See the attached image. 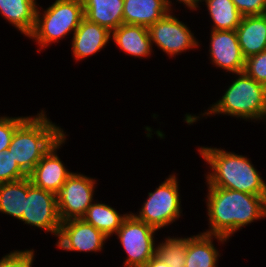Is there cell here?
Segmentation results:
<instances>
[{
  "label": "cell",
  "instance_id": "cell-4",
  "mask_svg": "<svg viewBox=\"0 0 266 267\" xmlns=\"http://www.w3.org/2000/svg\"><path fill=\"white\" fill-rule=\"evenodd\" d=\"M227 88L224 95L212 104L204 115H230L246 120H264L266 114V86L256 82L245 72Z\"/></svg>",
  "mask_w": 266,
  "mask_h": 267
},
{
  "label": "cell",
  "instance_id": "cell-6",
  "mask_svg": "<svg viewBox=\"0 0 266 267\" xmlns=\"http://www.w3.org/2000/svg\"><path fill=\"white\" fill-rule=\"evenodd\" d=\"M176 175L172 174L162 182L143 203L139 213H132L157 231L169 226L181 216V199Z\"/></svg>",
  "mask_w": 266,
  "mask_h": 267
},
{
  "label": "cell",
  "instance_id": "cell-18",
  "mask_svg": "<svg viewBox=\"0 0 266 267\" xmlns=\"http://www.w3.org/2000/svg\"><path fill=\"white\" fill-rule=\"evenodd\" d=\"M171 9L164 0H124L123 24L149 27Z\"/></svg>",
  "mask_w": 266,
  "mask_h": 267
},
{
  "label": "cell",
  "instance_id": "cell-10",
  "mask_svg": "<svg viewBox=\"0 0 266 267\" xmlns=\"http://www.w3.org/2000/svg\"><path fill=\"white\" fill-rule=\"evenodd\" d=\"M172 11L148 27L151 44L169 56H175L189 49L199 48V42L189 27L172 15Z\"/></svg>",
  "mask_w": 266,
  "mask_h": 267
},
{
  "label": "cell",
  "instance_id": "cell-29",
  "mask_svg": "<svg viewBox=\"0 0 266 267\" xmlns=\"http://www.w3.org/2000/svg\"><path fill=\"white\" fill-rule=\"evenodd\" d=\"M242 16L264 15L266 0H232Z\"/></svg>",
  "mask_w": 266,
  "mask_h": 267
},
{
  "label": "cell",
  "instance_id": "cell-1",
  "mask_svg": "<svg viewBox=\"0 0 266 267\" xmlns=\"http://www.w3.org/2000/svg\"><path fill=\"white\" fill-rule=\"evenodd\" d=\"M207 217L204 234L231 238L242 227L266 217V196L220 187H208Z\"/></svg>",
  "mask_w": 266,
  "mask_h": 267
},
{
  "label": "cell",
  "instance_id": "cell-14",
  "mask_svg": "<svg viewBox=\"0 0 266 267\" xmlns=\"http://www.w3.org/2000/svg\"><path fill=\"white\" fill-rule=\"evenodd\" d=\"M111 32L84 18L72 37V52L75 60H83L105 48Z\"/></svg>",
  "mask_w": 266,
  "mask_h": 267
},
{
  "label": "cell",
  "instance_id": "cell-28",
  "mask_svg": "<svg viewBox=\"0 0 266 267\" xmlns=\"http://www.w3.org/2000/svg\"><path fill=\"white\" fill-rule=\"evenodd\" d=\"M34 250H14L0 259V267H32Z\"/></svg>",
  "mask_w": 266,
  "mask_h": 267
},
{
  "label": "cell",
  "instance_id": "cell-8",
  "mask_svg": "<svg viewBox=\"0 0 266 267\" xmlns=\"http://www.w3.org/2000/svg\"><path fill=\"white\" fill-rule=\"evenodd\" d=\"M25 224L50 232L58 237L61 219L58 212L57 195L35 187L27 177V198L21 218Z\"/></svg>",
  "mask_w": 266,
  "mask_h": 267
},
{
  "label": "cell",
  "instance_id": "cell-27",
  "mask_svg": "<svg viewBox=\"0 0 266 267\" xmlns=\"http://www.w3.org/2000/svg\"><path fill=\"white\" fill-rule=\"evenodd\" d=\"M26 117H0V152L8 150L16 128Z\"/></svg>",
  "mask_w": 266,
  "mask_h": 267
},
{
  "label": "cell",
  "instance_id": "cell-22",
  "mask_svg": "<svg viewBox=\"0 0 266 267\" xmlns=\"http://www.w3.org/2000/svg\"><path fill=\"white\" fill-rule=\"evenodd\" d=\"M127 214H119L115 208L104 203H92L83 219L108 238L115 234Z\"/></svg>",
  "mask_w": 266,
  "mask_h": 267
},
{
  "label": "cell",
  "instance_id": "cell-17",
  "mask_svg": "<svg viewBox=\"0 0 266 267\" xmlns=\"http://www.w3.org/2000/svg\"><path fill=\"white\" fill-rule=\"evenodd\" d=\"M213 238L222 244L228 240L223 236L204 233L187 237L185 267H218V257L221 255L214 247Z\"/></svg>",
  "mask_w": 266,
  "mask_h": 267
},
{
  "label": "cell",
  "instance_id": "cell-15",
  "mask_svg": "<svg viewBox=\"0 0 266 267\" xmlns=\"http://www.w3.org/2000/svg\"><path fill=\"white\" fill-rule=\"evenodd\" d=\"M111 35L114 43L126 54L138 58L150 57L153 46L147 27L121 24Z\"/></svg>",
  "mask_w": 266,
  "mask_h": 267
},
{
  "label": "cell",
  "instance_id": "cell-23",
  "mask_svg": "<svg viewBox=\"0 0 266 267\" xmlns=\"http://www.w3.org/2000/svg\"><path fill=\"white\" fill-rule=\"evenodd\" d=\"M213 21L212 30H236L242 15L232 0H205Z\"/></svg>",
  "mask_w": 266,
  "mask_h": 267
},
{
  "label": "cell",
  "instance_id": "cell-30",
  "mask_svg": "<svg viewBox=\"0 0 266 267\" xmlns=\"http://www.w3.org/2000/svg\"><path fill=\"white\" fill-rule=\"evenodd\" d=\"M165 3L169 6V8L172 10L171 6L173 5L170 0H164ZM178 2L183 3L186 7L189 8V10H196L199 8L200 2H204L205 0H177Z\"/></svg>",
  "mask_w": 266,
  "mask_h": 267
},
{
  "label": "cell",
  "instance_id": "cell-21",
  "mask_svg": "<svg viewBox=\"0 0 266 267\" xmlns=\"http://www.w3.org/2000/svg\"><path fill=\"white\" fill-rule=\"evenodd\" d=\"M27 198V177L0 184V212L21 220Z\"/></svg>",
  "mask_w": 266,
  "mask_h": 267
},
{
  "label": "cell",
  "instance_id": "cell-7",
  "mask_svg": "<svg viewBox=\"0 0 266 267\" xmlns=\"http://www.w3.org/2000/svg\"><path fill=\"white\" fill-rule=\"evenodd\" d=\"M156 229L137 219L132 212L122 221L120 228L115 233L123 246L127 258L125 267H143L156 255L154 235Z\"/></svg>",
  "mask_w": 266,
  "mask_h": 267
},
{
  "label": "cell",
  "instance_id": "cell-2",
  "mask_svg": "<svg viewBox=\"0 0 266 267\" xmlns=\"http://www.w3.org/2000/svg\"><path fill=\"white\" fill-rule=\"evenodd\" d=\"M198 152L211 168L206 175L207 187H220L266 196V182L249 158L216 147L201 146Z\"/></svg>",
  "mask_w": 266,
  "mask_h": 267
},
{
  "label": "cell",
  "instance_id": "cell-26",
  "mask_svg": "<svg viewBox=\"0 0 266 267\" xmlns=\"http://www.w3.org/2000/svg\"><path fill=\"white\" fill-rule=\"evenodd\" d=\"M244 72L256 82L266 86V49L245 60Z\"/></svg>",
  "mask_w": 266,
  "mask_h": 267
},
{
  "label": "cell",
  "instance_id": "cell-3",
  "mask_svg": "<svg viewBox=\"0 0 266 267\" xmlns=\"http://www.w3.org/2000/svg\"><path fill=\"white\" fill-rule=\"evenodd\" d=\"M41 110L27 118L16 128L8 151L18 166L29 175L42 157L66 133L47 118Z\"/></svg>",
  "mask_w": 266,
  "mask_h": 267
},
{
  "label": "cell",
  "instance_id": "cell-11",
  "mask_svg": "<svg viewBox=\"0 0 266 267\" xmlns=\"http://www.w3.org/2000/svg\"><path fill=\"white\" fill-rule=\"evenodd\" d=\"M108 237L83 218L61 223L56 246L74 252H100Z\"/></svg>",
  "mask_w": 266,
  "mask_h": 267
},
{
  "label": "cell",
  "instance_id": "cell-5",
  "mask_svg": "<svg viewBox=\"0 0 266 267\" xmlns=\"http://www.w3.org/2000/svg\"><path fill=\"white\" fill-rule=\"evenodd\" d=\"M84 18L82 0H56L42 13L37 7L35 26L28 37L34 39L41 49L47 48L69 33L74 34Z\"/></svg>",
  "mask_w": 266,
  "mask_h": 267
},
{
  "label": "cell",
  "instance_id": "cell-12",
  "mask_svg": "<svg viewBox=\"0 0 266 267\" xmlns=\"http://www.w3.org/2000/svg\"><path fill=\"white\" fill-rule=\"evenodd\" d=\"M210 35L211 63L232 74L244 72L246 59L242 55L236 30H211Z\"/></svg>",
  "mask_w": 266,
  "mask_h": 267
},
{
  "label": "cell",
  "instance_id": "cell-16",
  "mask_svg": "<svg viewBox=\"0 0 266 267\" xmlns=\"http://www.w3.org/2000/svg\"><path fill=\"white\" fill-rule=\"evenodd\" d=\"M236 32L245 59L262 52L266 49V14L242 16Z\"/></svg>",
  "mask_w": 266,
  "mask_h": 267
},
{
  "label": "cell",
  "instance_id": "cell-20",
  "mask_svg": "<svg viewBox=\"0 0 266 267\" xmlns=\"http://www.w3.org/2000/svg\"><path fill=\"white\" fill-rule=\"evenodd\" d=\"M37 0H0V14L28 37L34 29Z\"/></svg>",
  "mask_w": 266,
  "mask_h": 267
},
{
  "label": "cell",
  "instance_id": "cell-9",
  "mask_svg": "<svg viewBox=\"0 0 266 267\" xmlns=\"http://www.w3.org/2000/svg\"><path fill=\"white\" fill-rule=\"evenodd\" d=\"M96 180L72 173L57 194L58 212L62 222L83 218L93 201Z\"/></svg>",
  "mask_w": 266,
  "mask_h": 267
},
{
  "label": "cell",
  "instance_id": "cell-13",
  "mask_svg": "<svg viewBox=\"0 0 266 267\" xmlns=\"http://www.w3.org/2000/svg\"><path fill=\"white\" fill-rule=\"evenodd\" d=\"M66 136L65 134L52 146L28 175L35 187L50 191L56 195L62 189L67 178L73 173L67 170L57 155V150L62 147L67 139Z\"/></svg>",
  "mask_w": 266,
  "mask_h": 267
},
{
  "label": "cell",
  "instance_id": "cell-25",
  "mask_svg": "<svg viewBox=\"0 0 266 267\" xmlns=\"http://www.w3.org/2000/svg\"><path fill=\"white\" fill-rule=\"evenodd\" d=\"M28 177V175L18 166L11 156V152L6 150L0 152V184L17 181Z\"/></svg>",
  "mask_w": 266,
  "mask_h": 267
},
{
  "label": "cell",
  "instance_id": "cell-19",
  "mask_svg": "<svg viewBox=\"0 0 266 267\" xmlns=\"http://www.w3.org/2000/svg\"><path fill=\"white\" fill-rule=\"evenodd\" d=\"M84 16L112 32L123 24L124 0H82Z\"/></svg>",
  "mask_w": 266,
  "mask_h": 267
},
{
  "label": "cell",
  "instance_id": "cell-24",
  "mask_svg": "<svg viewBox=\"0 0 266 267\" xmlns=\"http://www.w3.org/2000/svg\"><path fill=\"white\" fill-rule=\"evenodd\" d=\"M156 256L169 267H185L187 238L169 237L156 245Z\"/></svg>",
  "mask_w": 266,
  "mask_h": 267
},
{
  "label": "cell",
  "instance_id": "cell-31",
  "mask_svg": "<svg viewBox=\"0 0 266 267\" xmlns=\"http://www.w3.org/2000/svg\"><path fill=\"white\" fill-rule=\"evenodd\" d=\"M143 267H169V266L155 255Z\"/></svg>",
  "mask_w": 266,
  "mask_h": 267
}]
</instances>
